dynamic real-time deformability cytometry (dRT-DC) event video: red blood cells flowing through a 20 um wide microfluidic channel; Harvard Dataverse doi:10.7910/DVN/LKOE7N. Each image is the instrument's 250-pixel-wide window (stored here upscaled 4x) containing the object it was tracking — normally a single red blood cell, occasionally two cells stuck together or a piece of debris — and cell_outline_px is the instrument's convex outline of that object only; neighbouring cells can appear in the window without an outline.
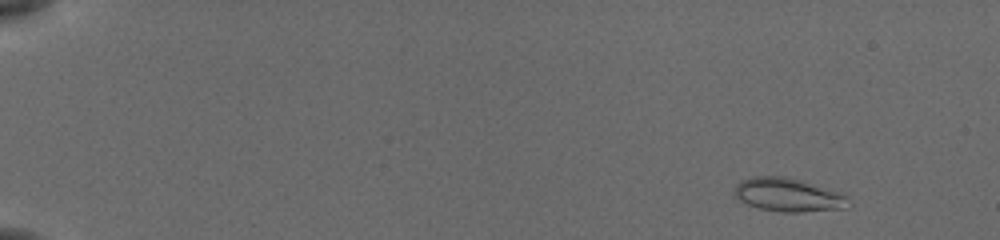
{"species": "common noctule bat (a hibernating species)", "species_latin": "Nyctalus noctula", "temperature_condition": "cold", "stored_images_in_passage": 50, "camera_frame_rate_fps": 3000, "um_per_image_px": 0.085, "animal": {"sex": "female", "body_mass_g": 19.5, "forearm_length_mm": 54.1}, "frame": {"image": 1, "passage_image": 1, "time_ms": 0.0, "image_size_px": [1000, 240], "cell_outline_px": [[852, 204], [848, 208], [800, 212], [780, 212], [756, 208], [740, 200], [732, 192], [736, 184], [740, 180], [752, 176], [784, 176], [800, 180], [844, 192]], "centroid_in_image_um": [67.03, 16.56], "position_along_channel_um": 18.0, "area_um2": 22.77}}
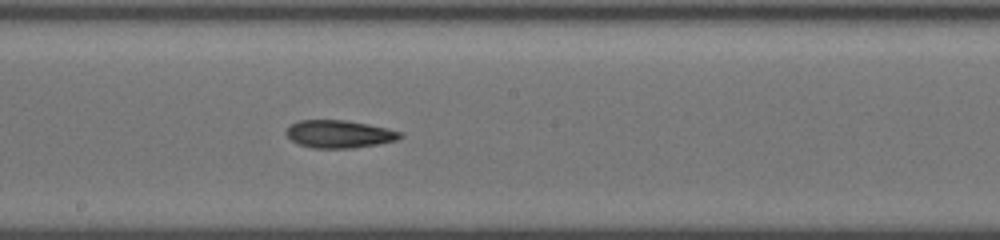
{"frame": {"image": 2, "passage_image": 28, "time_ms": 9.0, "image_size_px": [1000, 240], "cell_outline_px": [[404, 136], [396, 140], [380, 144], [352, 148], [312, 148], [300, 144], [292, 140], [284, 132], [292, 124], [300, 120], [344, 120], [368, 124], [388, 128], [400, 132]], "centroid_in_image_um": [28.86, 11.4], "position_along_channel_um": 219.3, "area_um2": 18.32}}
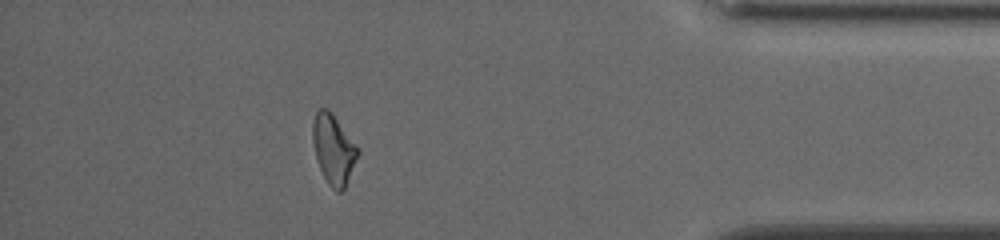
{"frame": {"image": 3, "passage_image": 45, "time_ms": 14.667, "image_size_px": [1000, 240], "cell_outline_px": [[360, 152], [344, 188], [340, 192], [336, 192], [328, 184], [320, 168], [316, 156], [312, 140], [312, 124], [316, 112], [320, 108], [328, 108], [332, 112], [360, 148]], "centroid_in_image_um": [28.36, 12.65], "position_along_channel_um": 406.8, "area_um2": 18.38}, "authors_computed_cell_mechanics": {"area_um2": 18.785, "velocity_mm_per_s": 3.8734, "shape_relaxation_time_tau1_ms": 4.9945, "shape_relaxation_time_tau2_ms": null, "deformation_change_tau1": 0.1381, "deformation_change_tau2": null}}